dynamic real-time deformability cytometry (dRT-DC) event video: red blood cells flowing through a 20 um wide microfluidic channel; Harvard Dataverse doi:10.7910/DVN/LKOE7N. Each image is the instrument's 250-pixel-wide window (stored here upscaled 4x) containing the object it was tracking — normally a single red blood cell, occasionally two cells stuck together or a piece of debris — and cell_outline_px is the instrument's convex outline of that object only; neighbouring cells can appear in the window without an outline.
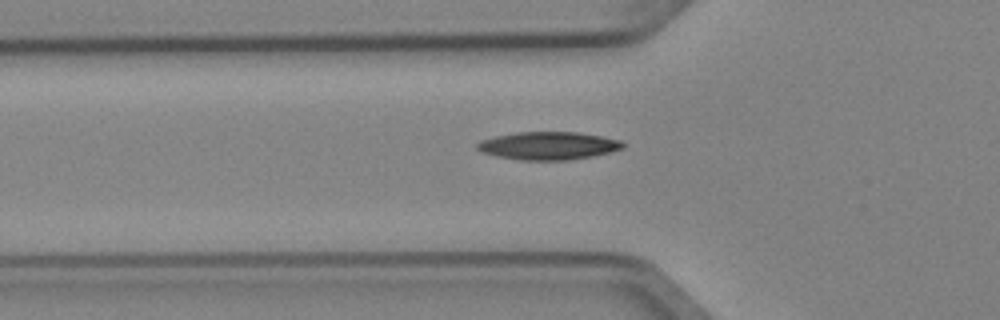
{"species": "Egyptian fruit bat (a non-hibernating species)", "species_latin": "Rousettus aegyptiacus", "temperature_condition": "cold", "stored_images_in_passage": 5, "camera_frame_rate_fps": 3000, "um_per_image_px": 0.085, "animal": {"sex": "female"}, "frame": {"image": 1, "passage_image": 5, "time_ms": 1.333, "image_size_px": [1000, 320], "cell_outline_px": [[624, 148], [592, 156], [568, 160], [520, 160], [496, 156], [480, 152], [476, 148], [476, 144], [480, 140], [496, 136], [516, 132], [580, 132], [620, 140], [624, 144]], "centroid_in_image_um": [46.56, 12.38], "position_along_channel_um": 79.2, "area_um2": 23.7}}